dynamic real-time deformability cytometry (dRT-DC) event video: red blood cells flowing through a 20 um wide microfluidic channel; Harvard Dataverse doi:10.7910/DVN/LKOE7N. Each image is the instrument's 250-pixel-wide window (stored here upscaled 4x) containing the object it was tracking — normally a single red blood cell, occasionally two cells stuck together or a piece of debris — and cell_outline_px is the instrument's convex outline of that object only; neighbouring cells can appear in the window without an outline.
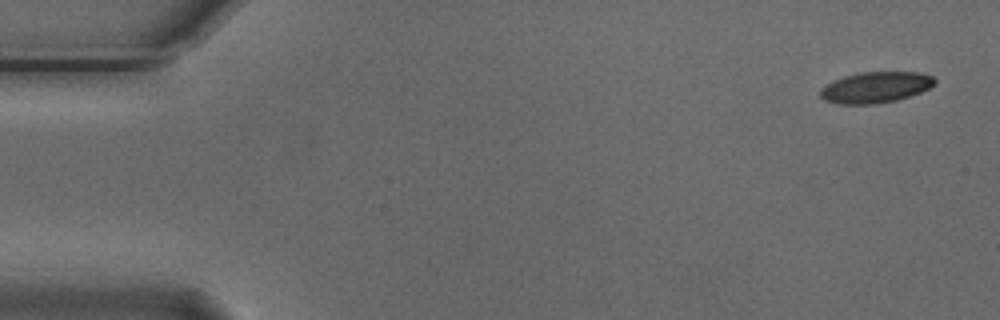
{"species": "Egyptian fruit bat (a non-hibernating species)", "species_latin": "Rousettus aegyptiacus", "temperature_condition": "cold", "stored_images_in_passage": 4, "camera_frame_rate_fps": 3000, "um_per_image_px": 0.085, "animal": {"sex": "male"}, "frame": {"image": 1, "passage_image": 1, "time_ms": 0.0, "image_size_px": [1000, 320], "cell_outline_px": [[936, 84], [920, 92], [896, 100], [876, 104], [836, 104], [824, 100], [820, 96], [820, 88], [844, 76], [860, 72], [920, 72], [932, 76], [936, 80]], "centroid_in_image_um": [74.42, 7.42], "position_along_channel_um": 10.6, "area_um2": 20.63}}
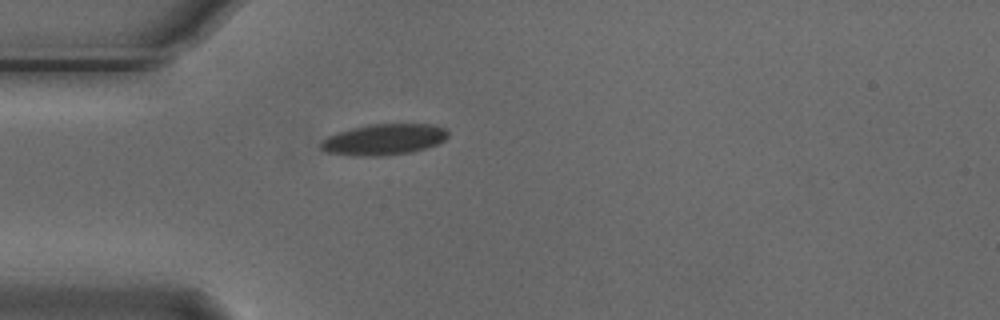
{"frame": {"image": 2, "passage_image": 4, "time_ms": 1.0, "image_size_px": [1000, 320], "cell_outline_px": [[448, 136], [444, 140], [436, 144], [412, 152], [384, 156], [352, 156], [324, 152], [320, 148], [320, 144], [328, 136], [336, 132], [368, 124], [432, 124], [448, 128]], "centroid_in_image_um": [32.62, 11.86], "position_along_channel_um": 52.4, "area_um2": 23.24}}